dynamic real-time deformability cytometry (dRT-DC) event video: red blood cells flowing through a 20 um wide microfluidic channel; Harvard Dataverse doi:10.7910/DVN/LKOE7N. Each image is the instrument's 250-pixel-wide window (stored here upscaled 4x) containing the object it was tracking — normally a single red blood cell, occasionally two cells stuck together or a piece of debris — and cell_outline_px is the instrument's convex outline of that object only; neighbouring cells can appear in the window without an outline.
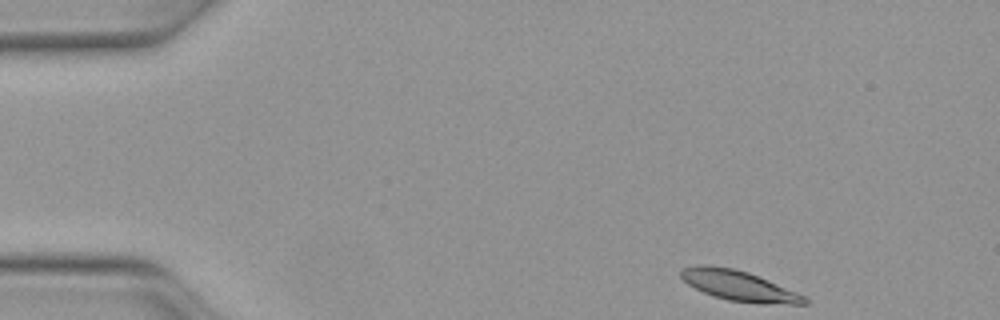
{"species": "Egyptian fruit bat (a non-hibernating species)", "species_latin": "Rousettus aegyptiacus", "temperature_condition": "warm", "stored_images_in_passage": 45, "camera_frame_rate_fps": 3000, "um_per_image_px": 0.085, "animal": {"sex": "female"}, "frame": {"image": 1, "passage_image": 1, "time_ms": 0.0, "image_size_px": [1000, 320], "cell_outline_px": [[808, 304], [792, 304], [728, 300], [704, 292], [688, 284], [680, 276], [680, 272], [684, 268], [732, 268], [748, 272], [804, 296], [808, 300]], "centroid_in_image_um": [62.85, 24.32], "position_along_channel_um": 22.1, "area_um2": 20.11}}
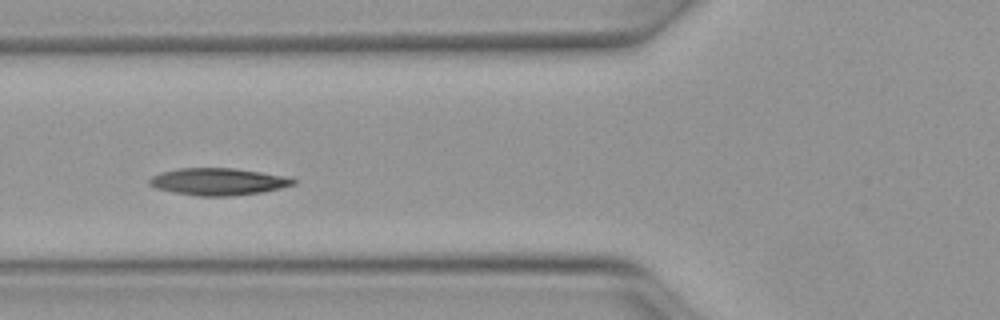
{"frame": {"image": 2, "passage_image": 14, "time_ms": 4.333, "image_size_px": [1000, 320], "cell_outline_px": [[296, 184], [280, 188], [260, 192], [228, 196], [200, 196], [176, 192], [156, 188], [148, 184], [148, 180], [152, 176], [160, 172], [180, 168], [232, 168], [260, 172], [280, 176], [296, 180]], "centroid_in_image_um": [18.49, 15.43], "position_along_channel_um": 107.3, "area_um2": 22.31}}
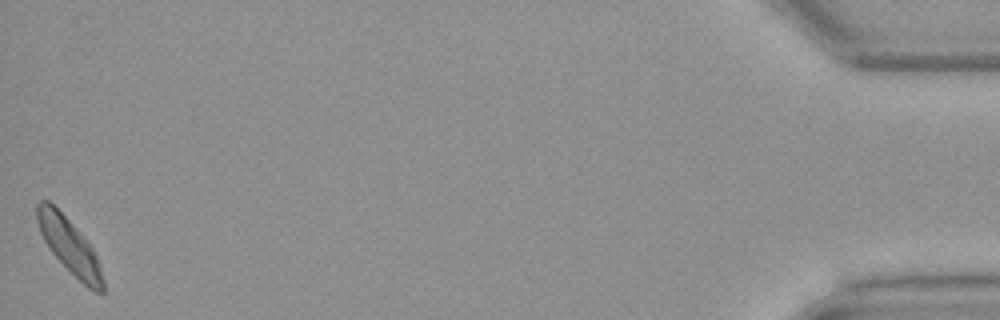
{"frame": {"image": 3, "passage_image": 45, "time_ms": 14.667, "image_size_px": [1000, 320], "cell_outline_px": [[104, 296], [88, 288], [52, 252], [44, 240], [40, 232], [36, 220], [36, 204], [40, 200], [48, 200], [68, 220], [92, 248], [100, 264], [104, 280]], "centroid_in_image_um": [5.9, 20.92], "position_along_channel_um": 429.3, "area_um2": 20.58}, "authors_computed_cell_mechanics": {"area_um2": 21.4438, "velocity_mm_per_s": 4.0359, "shape_relaxation_time_tau1_ms": 2.3241, "shape_relaxation_time_tau2_ms": 6.8006, "deformation_change_tau1": 0.1197, "deformation_change_tau2": 0.1406}}